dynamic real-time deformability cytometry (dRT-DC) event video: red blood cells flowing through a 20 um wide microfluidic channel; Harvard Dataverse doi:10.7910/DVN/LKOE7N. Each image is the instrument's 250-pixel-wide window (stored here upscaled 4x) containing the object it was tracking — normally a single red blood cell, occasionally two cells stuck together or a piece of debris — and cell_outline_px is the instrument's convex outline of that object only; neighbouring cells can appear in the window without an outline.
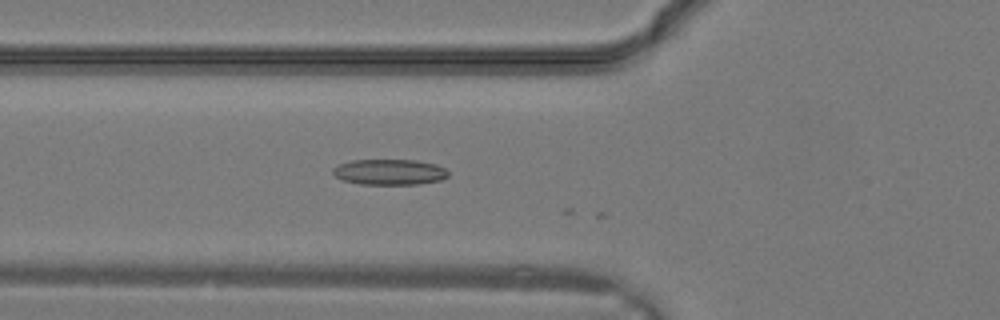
{"species": "common noctule bat (a hibernating species)", "species_latin": "Nyctalus noctula", "temperature_condition": "warm", "stored_images_in_passage": 12, "camera_frame_rate_fps": 3000, "um_per_image_px": 0.085, "animal": {"sex": "male", "body_mass_g": 19.2, "forearm_length_mm": 51.8}, "frame": {"image": 1, "passage_image": 11, "time_ms": 3.333, "image_size_px": [1000, 320], "cell_outline_px": [[448, 176], [440, 180], [416, 184], [360, 184], [340, 180], [332, 172], [332, 168], [340, 164], [352, 160], [416, 160], [436, 164], [444, 168], [448, 172]], "centroid_in_image_um": [33.08, 14.62], "position_along_channel_um": 92.7, "area_um2": 17.22}}